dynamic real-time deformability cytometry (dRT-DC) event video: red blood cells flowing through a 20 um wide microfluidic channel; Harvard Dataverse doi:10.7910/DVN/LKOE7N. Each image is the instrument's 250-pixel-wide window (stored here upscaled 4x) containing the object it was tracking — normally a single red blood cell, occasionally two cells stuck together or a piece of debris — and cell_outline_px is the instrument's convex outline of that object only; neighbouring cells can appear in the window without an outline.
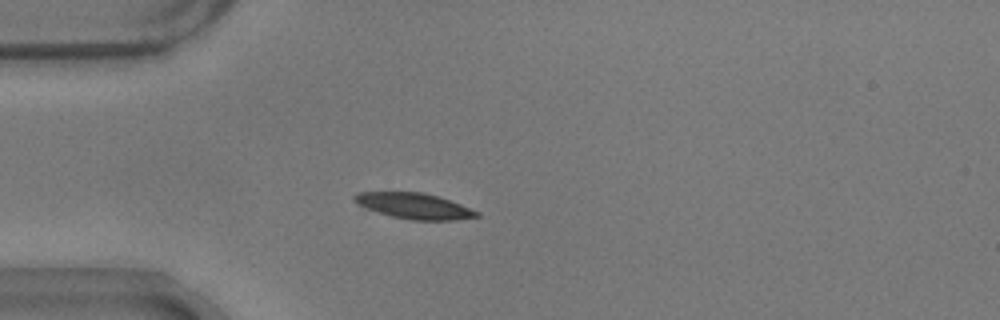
{"species": "common noctule bat (a hibernating species)", "species_latin": "Nyctalus noctula", "temperature_condition": "warm", "stored_images_in_passage": 42, "camera_frame_rate_fps": 3000, "um_per_image_px": 0.085, "animal": {"sex": "male", "body_mass_g": 17.9}, "frame": {"image": 1, "passage_image": 1, "time_ms": 0.0, "image_size_px": [1000, 320], "cell_outline_px": [[480, 216], [456, 220], [412, 220], [392, 216], [376, 212], [364, 208], [356, 204], [352, 200], [352, 196], [356, 192], [424, 192], [460, 204], [480, 212]], "centroid_in_image_um": [35.14, 17.5], "position_along_channel_um": 49.9, "area_um2": 18.44}}
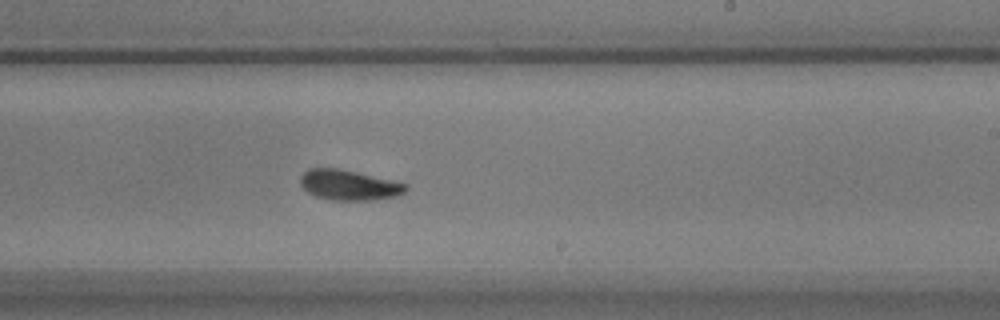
{"frame": {"image": 2, "passage_image": 19, "time_ms": 6.0, "image_size_px": [1000, 320], "cell_outline_px": [[408, 188], [404, 192], [396, 196], [376, 200], [332, 200], [316, 196], [308, 192], [300, 184], [300, 176], [308, 168], [336, 168], [356, 172], [408, 184]], "centroid_in_image_um": [29.65, 15.73], "position_along_channel_um": 259.3, "area_um2": 18.5}}
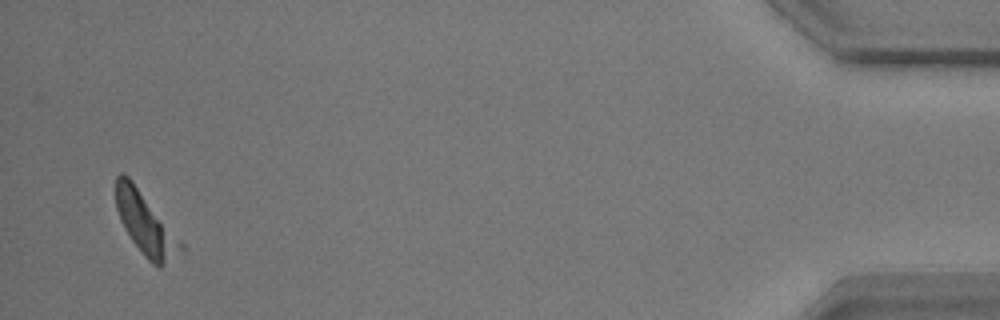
{"frame": {"image": 3, "passage_image": 39, "time_ms": 12.667, "image_size_px": [1000, 320], "cell_outline_px": [[172, 248], [164, 264], [160, 268], [152, 264], [144, 256], [132, 240], [120, 220], [116, 208], [116, 176], [120, 172], [124, 172], [132, 180], [160, 224]], "centroid_in_image_um": [11.97, 18.86], "position_along_channel_um": 423.2, "area_um2": 19.02}, "authors_computed_cell_mechanics": {"area_um2": 18.8428, "velocity_mm_per_s": 3.6863, "shape_relaxation_time_tau1_ms": 3.1502, "shape_relaxation_time_tau2_ms": 2.4265, "deformation_change_tau1": 0.1037, "deformation_change_tau2": 0.0842}}